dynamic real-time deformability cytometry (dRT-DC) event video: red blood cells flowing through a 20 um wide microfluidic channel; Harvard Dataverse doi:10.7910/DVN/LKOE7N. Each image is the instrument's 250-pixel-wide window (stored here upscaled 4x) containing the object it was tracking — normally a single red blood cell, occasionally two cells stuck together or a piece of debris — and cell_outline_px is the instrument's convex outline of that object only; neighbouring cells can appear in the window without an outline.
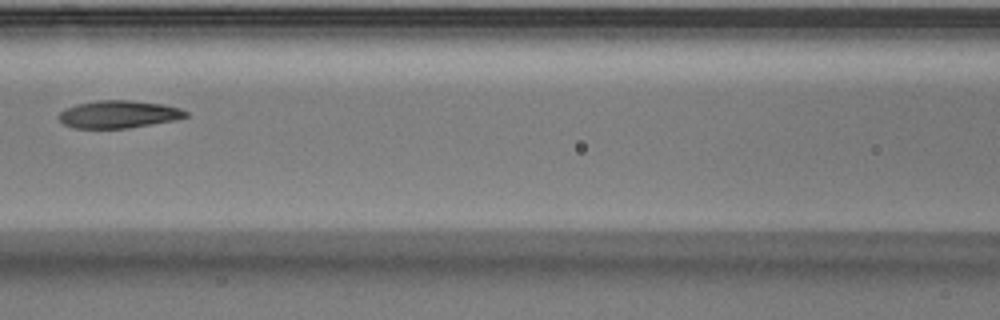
{"species": "Egyptian fruit bat (a non-hibernating species)", "species_latin": "Rousettus aegyptiacus", "temperature_condition": "warm", "stored_images_in_passage": 3, "camera_frame_rate_fps": 3000, "um_per_image_px": 0.085, "animal": {"sex": "male"}, "frame": {"image": 1, "passage_image": 3, "time_ms": 0.667, "image_size_px": [1000, 320], "cell_outline_px": [[188, 116], [176, 120], [128, 128], [72, 128], [64, 124], [56, 116], [64, 108], [76, 104], [96, 100], [132, 100], [160, 104], [180, 108], [188, 112]], "centroid_in_image_um": [10.05, 9.71], "position_along_channel_um": 156.6, "area_um2": 20.52}}